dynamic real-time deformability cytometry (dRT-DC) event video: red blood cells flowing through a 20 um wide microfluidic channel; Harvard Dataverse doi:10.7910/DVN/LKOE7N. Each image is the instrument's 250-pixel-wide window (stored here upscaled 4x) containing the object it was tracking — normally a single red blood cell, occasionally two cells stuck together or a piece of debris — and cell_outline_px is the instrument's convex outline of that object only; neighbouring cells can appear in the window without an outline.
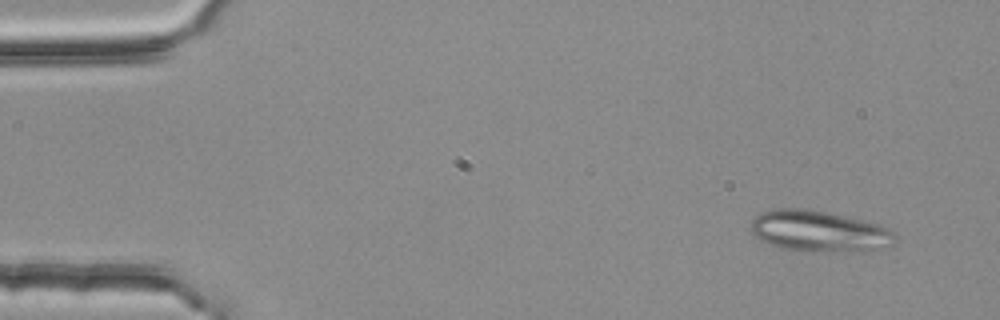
{"species": "common noctule bat (a hibernating species)", "species_latin": "Nyctalus noctula", "temperature_condition": "room temperature", "stored_images_in_passage": 11, "camera_frame_rate_fps": 3000, "um_per_image_px": 0.085, "animal": {"sex": "female", "body_mass_g": 25.1}, "frame": {"image": 1, "passage_image": 1, "time_ms": 0.0, "image_size_px": [1000, 320], "cell_outline_px": [[896, 240], [892, 244], [880, 248], [864, 252], [812, 252], [780, 248], [760, 240], [752, 232], [752, 220], [760, 212], [776, 208], [800, 208], [824, 212], [880, 224], [896, 232]], "centroid_in_image_um": [69.65, 19.68], "position_along_channel_um": 15.3, "area_um2": 34.8}}
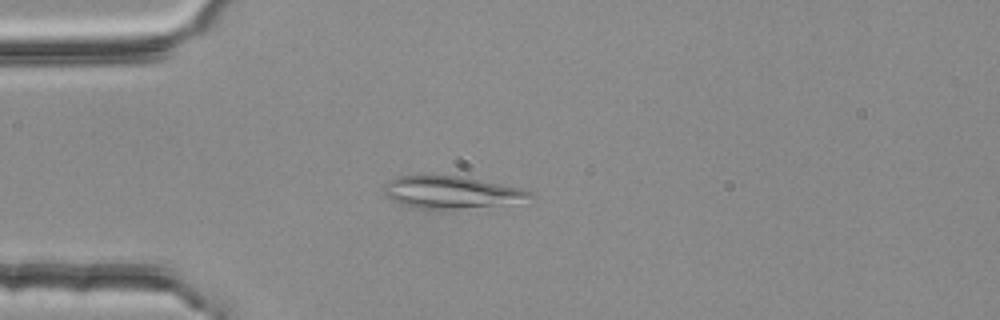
{"frame": {"image": 2, "passage_image": 3, "time_ms": 0.667, "image_size_px": [1000, 320], "cell_outline_px": [[532, 196], [492, 204], [456, 208], [408, 208], [384, 196], [384, 184], [388, 180], [396, 176], [464, 176], [520, 188], [532, 192]], "centroid_in_image_um": [38.15, 16.31], "position_along_channel_um": 46.9, "area_um2": 26.41}}
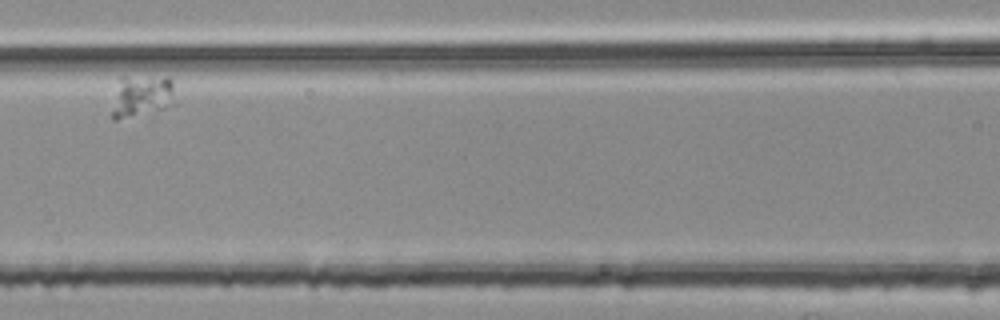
{"frame": {"image": 3, "passage_image": 6, "time_ms": 1.667, "image_size_px": [1000, 320], "cell_outline_px": [[176, 104], [164, 108], [116, 120], [112, 120], [112, 112], [120, 76], [168, 76], [172, 80]], "centroid_in_image_um": [12.1, 8.12], "position_along_channel_um": 154.5, "area_um2": 15.49}}